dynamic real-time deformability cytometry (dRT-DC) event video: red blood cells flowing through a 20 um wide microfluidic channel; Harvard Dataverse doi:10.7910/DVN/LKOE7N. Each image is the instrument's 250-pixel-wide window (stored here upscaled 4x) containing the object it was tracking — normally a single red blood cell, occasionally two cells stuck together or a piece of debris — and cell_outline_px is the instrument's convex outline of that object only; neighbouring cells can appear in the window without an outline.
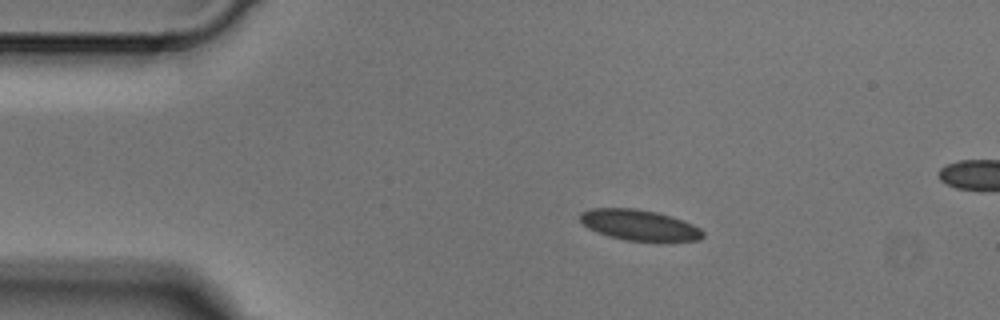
{"species": "Egyptian fruit bat (a non-hibernating species)", "species_latin": "Rousettus aegyptiacus", "temperature_condition": "cold", "stored_images_in_passage": 4, "camera_frame_rate_fps": 3000, "um_per_image_px": 0.085, "animal": {"sex": "male"}, "frame": {"image": 1, "passage_image": 2, "time_ms": 0.333, "image_size_px": [1000, 320], "cell_outline_px": [[704, 236], [700, 240], [624, 240], [608, 236], [596, 232], [588, 228], [580, 220], [580, 212], [592, 208], [636, 208], [656, 212], [672, 216], [684, 220], [700, 228], [704, 232]], "centroid_in_image_um": [54.32, 19.11], "position_along_channel_um": 30.7, "area_um2": 21.85}}